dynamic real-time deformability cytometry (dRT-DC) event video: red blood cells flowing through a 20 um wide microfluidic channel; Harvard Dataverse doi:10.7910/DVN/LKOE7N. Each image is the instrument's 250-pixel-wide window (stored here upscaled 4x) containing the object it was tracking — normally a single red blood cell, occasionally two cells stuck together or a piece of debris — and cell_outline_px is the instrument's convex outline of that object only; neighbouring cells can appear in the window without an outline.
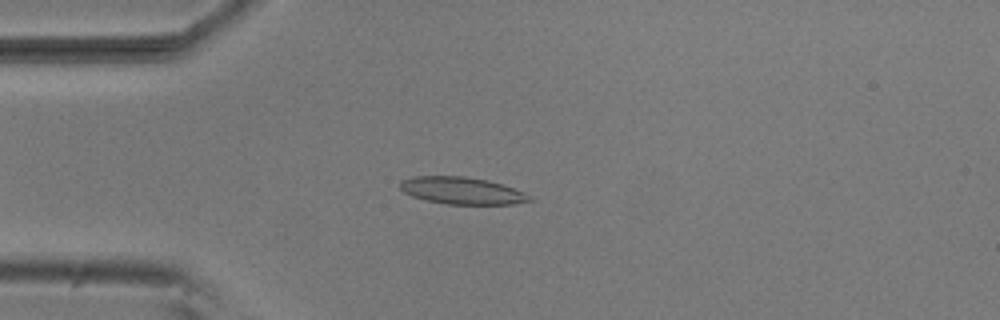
{"species": "common noctule bat (a hibernating species)", "species_latin": "Nyctalus noctula", "temperature_condition": "room temperature", "stored_images_in_passage": 52, "camera_frame_rate_fps": 3000, "um_per_image_px": 0.085, "animal": {"sex": "male", "body_mass_g": 20.5, "forearm_length_mm": 52.5}, "frame": {"image": 1, "passage_image": 13, "time_ms": 4.0, "image_size_px": [1000, 320], "cell_outline_px": [[536, 200], [512, 204], [448, 204], [428, 200], [412, 196], [404, 192], [400, 188], [400, 180], [412, 176], [464, 176], [488, 180], [504, 184], [524, 192]], "centroid_in_image_um": [39.29, 16.19], "position_along_channel_um": 45.7, "area_um2": 20.52}}
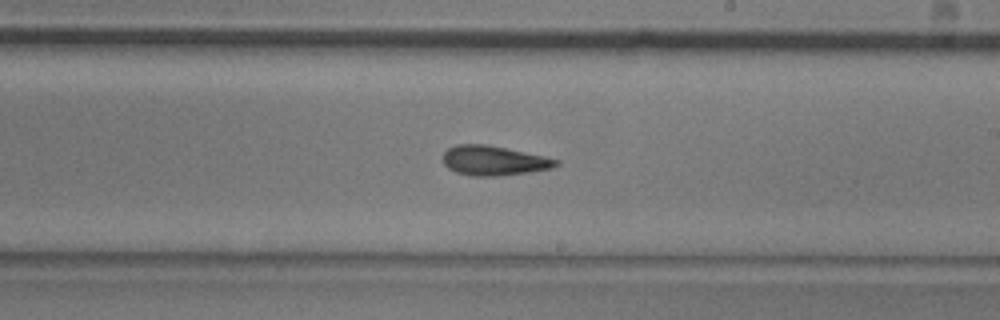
{"frame": {"image": 2, "passage_image": 30, "time_ms": 9.667, "image_size_px": [1000, 320], "cell_outline_px": [[560, 164], [552, 168], [528, 172], [496, 176], [472, 176], [456, 172], [448, 168], [444, 164], [444, 152], [448, 148], [456, 144], [484, 144], [544, 156], [560, 160]], "centroid_in_image_um": [41.97, 13.65], "position_along_channel_um": 247.0, "area_um2": 19.36}}
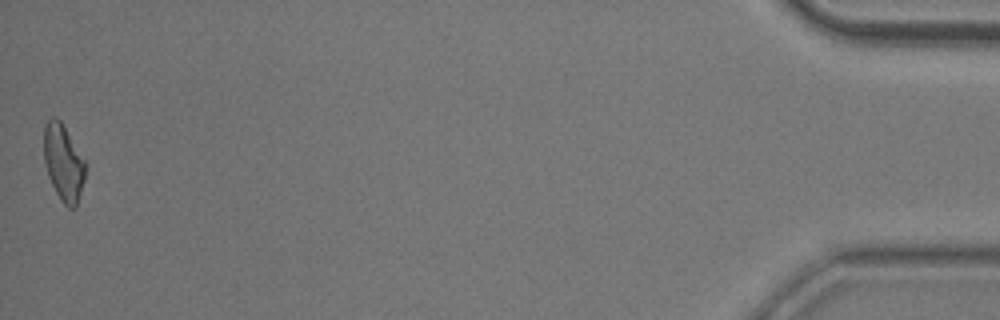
{"frame": {"image": 3, "passage_image": 52, "time_ms": 17.0, "image_size_px": [1000, 320], "cell_outline_px": [[88, 164], [84, 180], [76, 208], [68, 208], [60, 200], [48, 176], [44, 164], [44, 124], [52, 116], [56, 116], [60, 120]], "centroid_in_image_um": [5.4, 13.82], "position_along_channel_um": 429.8, "area_um2": 18.79}, "authors_computed_cell_mechanics": {"area_um2": 19.363, "velocity_mm_per_s": 3.8165, "shape_relaxation_time_tau1_ms": 10.7447, "shape_relaxation_time_tau2_ms": 3.3033, "deformation_change_tau1": 0.2318, "deformation_change_tau2": 0.1237}}